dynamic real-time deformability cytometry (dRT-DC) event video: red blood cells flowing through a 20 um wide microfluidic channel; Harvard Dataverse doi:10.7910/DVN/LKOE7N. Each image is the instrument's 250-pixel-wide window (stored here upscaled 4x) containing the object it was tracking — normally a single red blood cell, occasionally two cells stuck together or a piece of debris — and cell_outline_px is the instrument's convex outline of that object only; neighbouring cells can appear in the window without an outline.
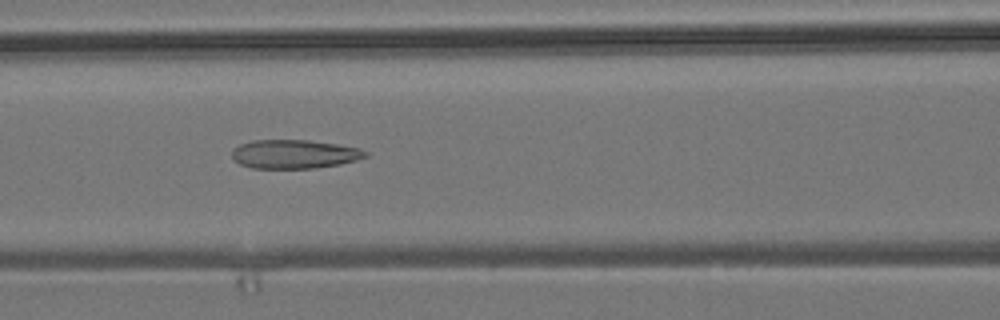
{"species": "common noctule bat (a hibernating species)", "species_latin": "Nyctalus noctula", "temperature_condition": "room temperature", "stored_images_in_passage": 54, "camera_frame_rate_fps": 3000, "um_per_image_px": 0.085, "animal": {"sex": "male", "body_mass_g": 19.2, "forearm_length_mm": 51.8}, "frame": {"image": 1, "passage_image": 23, "time_ms": 7.333, "image_size_px": [1000, 320], "cell_outline_px": [[368, 156], [356, 160], [340, 164], [316, 168], [252, 168], [240, 164], [232, 160], [232, 152], [240, 144], [252, 140], [308, 140], [336, 144], [360, 148], [368, 152]], "centroid_in_image_um": [25.02, 13.1], "position_along_channel_um": 141.6, "area_um2": 22.43}}
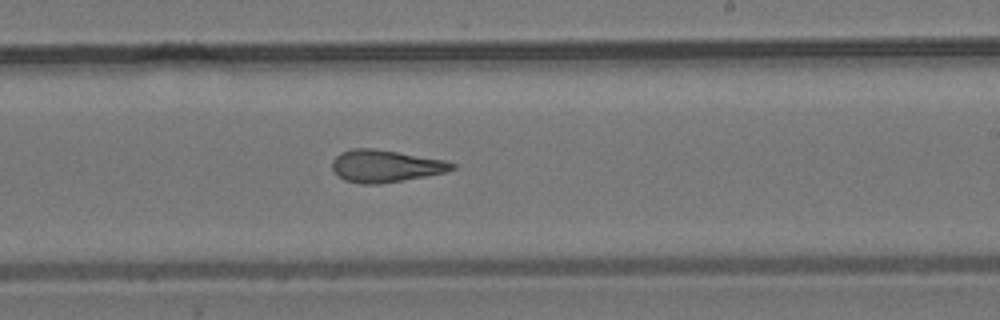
{"frame": {"image": 2, "passage_image": 32, "time_ms": 10.333, "image_size_px": [1000, 320], "cell_outline_px": [[456, 168], [444, 172], [424, 176], [380, 184], [360, 184], [344, 180], [332, 168], [332, 160], [340, 152], [352, 148], [372, 148], [444, 160], [456, 164]], "centroid_in_image_um": [32.72, 14.11], "position_along_channel_um": 256.3, "area_um2": 22.25}}
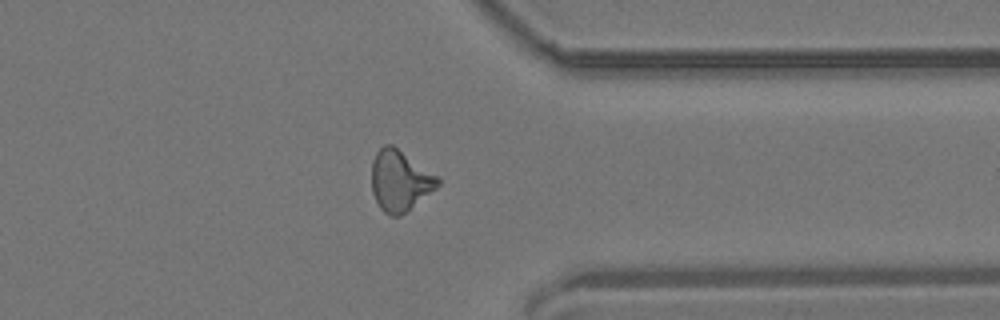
{"frame": {"image": 3, "passage_image": 42, "time_ms": 13.667, "image_size_px": [1000, 320], "cell_outline_px": [[440, 184], [436, 188], [400, 216], [388, 216], [380, 208], [372, 192], [372, 160], [376, 152], [384, 144], [392, 144], [440, 176]], "centroid_in_image_um": [34.0, 15.34], "position_along_channel_um": 377.4, "area_um2": 23.58}, "authors_computed_cell_mechanics": {"area_um2": 22.831, "velocity_mm_per_s": 3.8324, "shape_relaxation_time_tau1_ms": null, "shape_relaxation_time_tau2_ms": 3.2741, "deformation_change_tau1": null, "deformation_change_tau2": 0.1331}}